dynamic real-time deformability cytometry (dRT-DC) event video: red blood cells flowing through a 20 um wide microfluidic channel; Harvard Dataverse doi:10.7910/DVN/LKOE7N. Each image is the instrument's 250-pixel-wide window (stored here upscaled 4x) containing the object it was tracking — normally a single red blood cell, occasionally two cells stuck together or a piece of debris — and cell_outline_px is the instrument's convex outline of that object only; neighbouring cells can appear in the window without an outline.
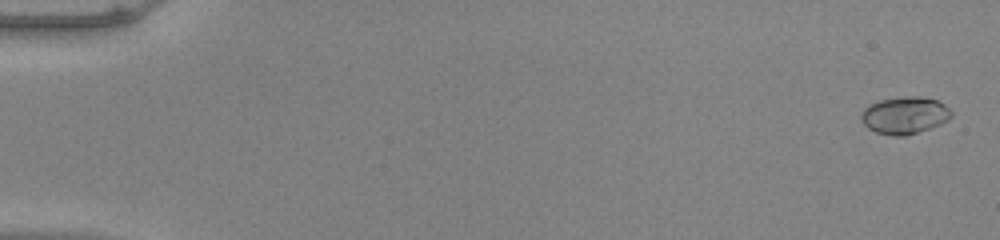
{"species": "common noctule bat (a hibernating species)", "species_latin": "Nyctalus noctula", "temperature_condition": "warm", "stored_images_in_passage": 51, "camera_frame_rate_fps": 3000, "um_per_image_px": 0.085, "animal": {"sex": "male", "body_mass_g": 20.0, "forearm_length_mm": 53.3}, "frame": {"image": 1, "passage_image": 2, "time_ms": 0.333, "image_size_px": [1000, 240], "cell_outline_px": [[952, 116], [948, 120], [940, 124], [904, 136], [892, 136], [876, 132], [868, 128], [860, 120], [860, 112], [864, 108], [880, 100], [908, 96], [920, 96], [936, 100], [944, 104], [952, 112]], "centroid_in_image_um": [76.87, 9.8], "position_along_channel_um": 8.1, "area_um2": 19.42}}
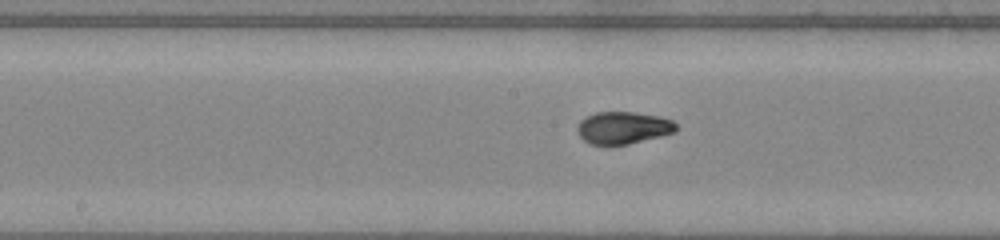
{"frame": {"image": 2, "passage_image": 29, "time_ms": 9.333, "image_size_px": [1000, 240], "cell_outline_px": [[676, 132], [628, 144], [588, 144], [580, 136], [576, 128], [580, 120], [596, 112], [632, 112], [660, 116], [672, 120], [676, 124]], "centroid_in_image_um": [52.96, 10.85], "position_along_channel_um": 195.2, "area_um2": 18.44}}
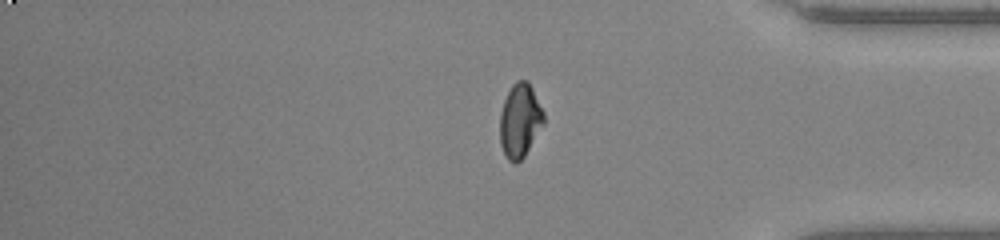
{"frame": {"image": 3, "passage_image": 45, "time_ms": 14.667, "image_size_px": [1000, 240], "cell_outline_px": [[544, 124], [524, 156], [516, 164], [508, 160], [500, 144], [500, 112], [504, 100], [512, 84], [516, 80], [528, 80], [544, 112]], "centroid_in_image_um": [44.19, 10.24], "position_along_channel_um": 391.0, "area_um2": 18.84}, "authors_computed_cell_mechanics": {"area_um2": 18.6116, "velocity_mm_per_s": 3.9815, "shape_relaxation_time_tau1_ms": 5.2966, "shape_relaxation_time_tau2_ms": 0.6968, "deformation_change_tau1": 0.2179, "deformation_change_tau2": 0.0383}}